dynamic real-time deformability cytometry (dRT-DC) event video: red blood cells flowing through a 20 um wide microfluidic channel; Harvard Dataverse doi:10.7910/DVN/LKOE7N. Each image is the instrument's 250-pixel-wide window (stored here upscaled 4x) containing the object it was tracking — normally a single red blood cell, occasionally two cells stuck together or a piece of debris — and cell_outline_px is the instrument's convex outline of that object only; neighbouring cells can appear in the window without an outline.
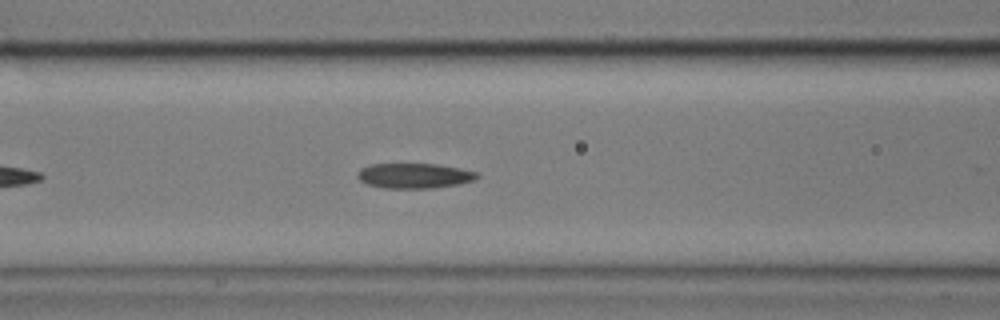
{"species": "common noctule bat (a hibernating species)", "species_latin": "Nyctalus noctula", "temperature_condition": "cold", "stored_images_in_passage": 35, "camera_frame_rate_fps": 3000, "um_per_image_px": 0.085, "animal": {"sex": "male", "body_mass_g": 17.9}, "frame": {"image": 1, "passage_image": 11, "time_ms": 3.333, "image_size_px": [1000, 320], "cell_outline_px": [[480, 176], [476, 180], [456, 184], [432, 188], [384, 188], [368, 184], [360, 180], [356, 176], [356, 172], [360, 168], [368, 164], [436, 164], [476, 172]], "centroid_in_image_um": [35.16, 14.93], "position_along_channel_um": 131.4, "area_um2": 17.4}}
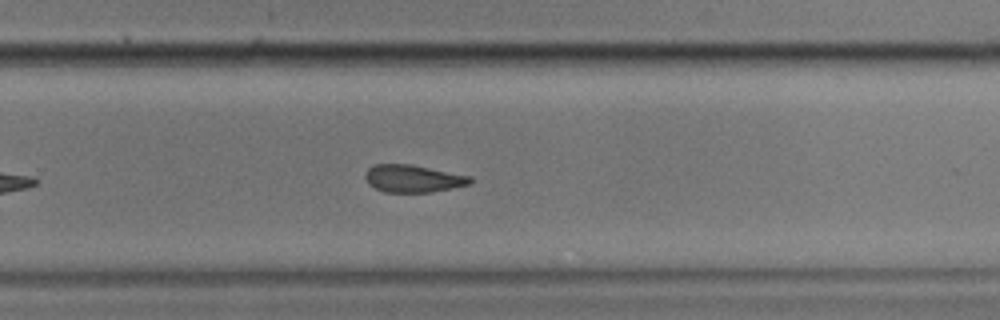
{"frame": {"image": 2, "passage_image": 25, "time_ms": 8.0, "image_size_px": [1000, 320], "cell_outline_px": [[476, 180], [472, 184], [452, 188], [428, 192], [384, 192], [368, 184], [364, 176], [364, 172], [372, 164], [412, 164], [472, 176]], "centroid_in_image_um": [35.13, 15.17], "position_along_channel_um": 294.7, "area_um2": 17.11}}
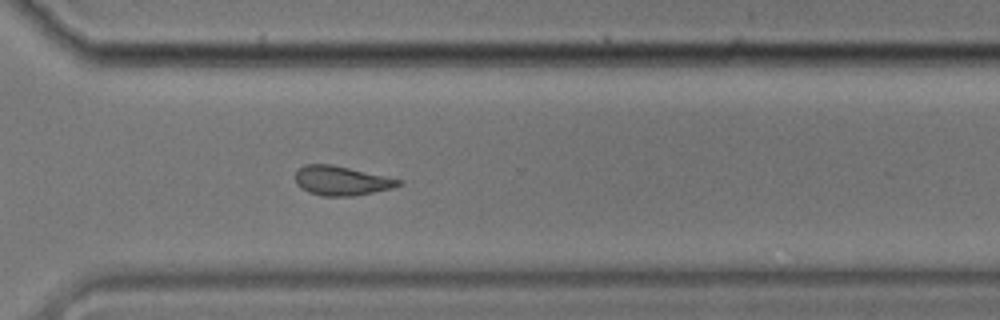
{"frame": {"image": 3, "passage_image": 29, "time_ms": 9.333, "image_size_px": [1000, 320], "cell_outline_px": [[400, 184], [392, 188], [352, 196], [324, 196], [308, 192], [296, 184], [296, 172], [304, 164], [332, 164], [384, 176], [400, 180]], "centroid_in_image_um": [28.96, 15.36], "position_along_channel_um": 341.6, "area_um2": 17.28}}